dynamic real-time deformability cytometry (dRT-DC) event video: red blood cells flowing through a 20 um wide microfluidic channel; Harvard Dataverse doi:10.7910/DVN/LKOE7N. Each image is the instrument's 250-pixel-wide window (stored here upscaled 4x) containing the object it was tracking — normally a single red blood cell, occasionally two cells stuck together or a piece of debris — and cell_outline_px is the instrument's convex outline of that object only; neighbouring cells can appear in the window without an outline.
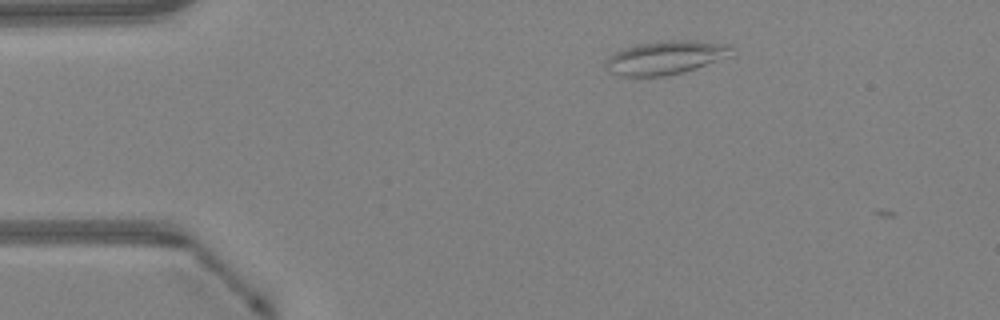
{"species": "Egyptian fruit bat (a non-hibernating species)", "species_latin": "Rousettus aegyptiacus", "temperature_condition": "warm", "stored_images_in_passage": 3, "camera_frame_rate_fps": 3000, "um_per_image_px": 0.085, "animal": {"sex": "female"}, "frame": {"image": 1, "passage_image": 1, "time_ms": 0.0, "image_size_px": [1000, 320], "cell_outline_px": [[736, 56], [696, 68], [664, 76], [620, 76], [608, 72], [604, 68], [604, 64], [608, 56], [616, 52], [640, 44], [664, 40], [696, 40], [732, 44]], "centroid_in_image_um": [56.67, 4.89], "position_along_channel_um": 28.3, "area_um2": 25.09}}